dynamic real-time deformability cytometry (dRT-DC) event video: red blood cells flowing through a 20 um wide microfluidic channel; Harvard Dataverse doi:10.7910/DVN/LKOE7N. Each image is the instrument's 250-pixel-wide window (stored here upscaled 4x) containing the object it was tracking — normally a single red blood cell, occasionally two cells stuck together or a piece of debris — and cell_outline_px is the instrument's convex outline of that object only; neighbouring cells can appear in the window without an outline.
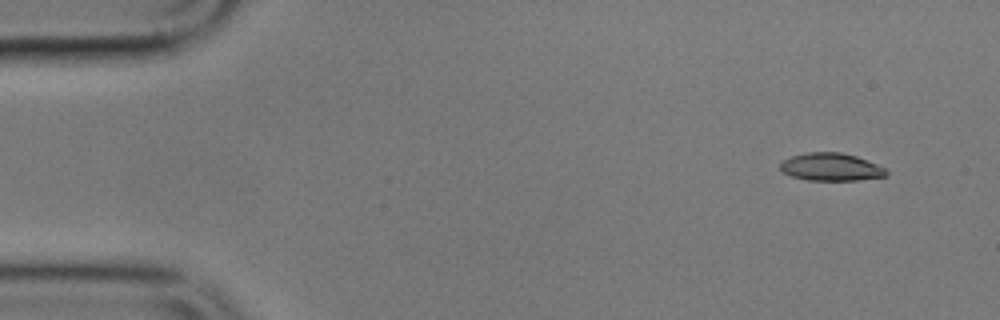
{"species": "common noctule bat (a hibernating species)", "species_latin": "Nyctalus noctula", "temperature_condition": "cold", "stored_images_in_passage": 7, "camera_frame_rate_fps": 3000, "um_per_image_px": 0.085, "animal": {"sex": "male", "body_mass_g": 17.9}, "frame": {"image": 1, "passage_image": 2, "time_ms": 1.0, "image_size_px": [1000, 320], "cell_outline_px": [[888, 176], [856, 180], [808, 180], [792, 176], [780, 172], [780, 164], [784, 160], [792, 156], [808, 152], [840, 152], [856, 156], [876, 164], [884, 168], [888, 172]], "centroid_in_image_um": [70.62, 14.2], "position_along_channel_um": 14.4, "area_um2": 17.05}}
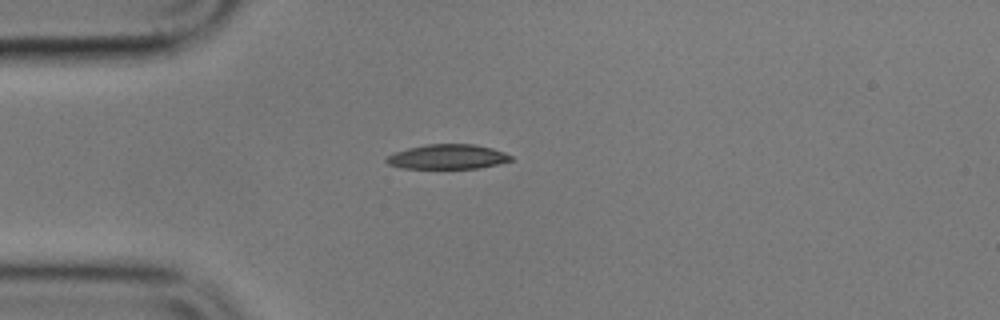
{"frame": {"image": 2, "passage_image": 5, "time_ms": 4.667, "image_size_px": [1000, 320], "cell_outline_px": [[512, 160], [480, 168], [400, 168], [388, 164], [384, 160], [388, 156], [396, 152], [408, 148], [424, 144], [476, 144], [492, 148], [504, 152], [512, 156]], "centroid_in_image_um": [38.04, 13.32], "position_along_channel_um": 47.0, "area_um2": 17.86}}
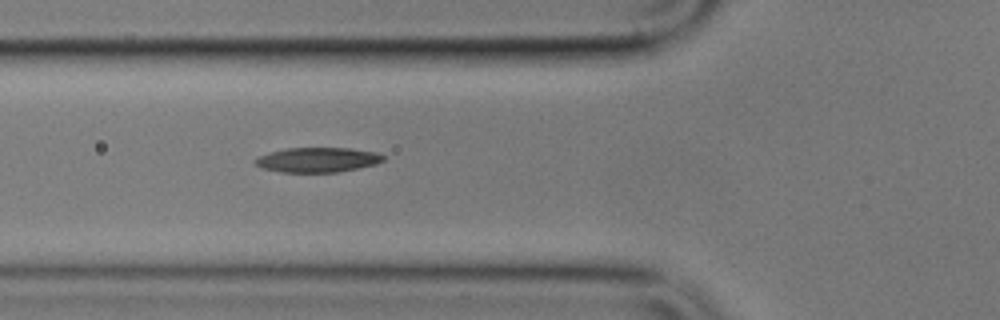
{"frame": {"image": 3, "passage_image": 7, "time_ms": 6.667, "image_size_px": [1000, 320], "cell_outline_px": [[384, 160], [376, 164], [336, 172], [280, 172], [260, 168], [252, 160], [268, 152], [288, 148], [352, 148], [376, 152], [384, 156]], "centroid_in_image_um": [26.96, 13.58], "position_along_channel_um": 98.8, "area_um2": 18.5}}